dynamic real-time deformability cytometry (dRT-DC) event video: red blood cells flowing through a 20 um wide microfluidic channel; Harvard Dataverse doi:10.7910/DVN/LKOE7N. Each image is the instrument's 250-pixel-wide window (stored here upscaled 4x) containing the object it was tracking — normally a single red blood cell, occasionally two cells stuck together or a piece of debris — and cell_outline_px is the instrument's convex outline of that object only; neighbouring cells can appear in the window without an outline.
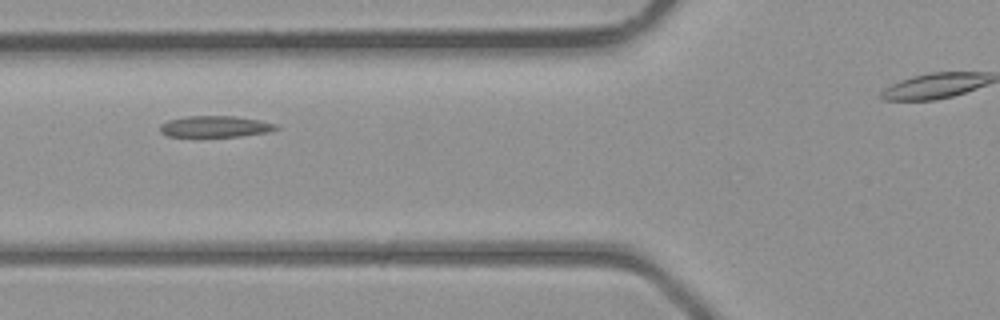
{"species": "common noctule bat (a hibernating species)", "species_latin": "Nyctalus noctula", "temperature_condition": "room temperature", "stored_images_in_passage": 5, "segment_of_instrument_passage": [1, 2], "camera_frame_rate_fps": 3000, "um_per_image_px": 0.085, "animal": {"sex": "male", "body_mass_g": 23.1, "forearm_length_mm": 52.7}, "frame": {"image": 1, "passage_image": 4, "time_ms": 4.0, "image_size_px": [1000, 320], "cell_outline_px": [[280, 128], [268, 132], [240, 136], [168, 136], [160, 132], [160, 124], [168, 120], [188, 116], [236, 116], [260, 120], [280, 124]], "centroid_in_image_um": [18.35, 10.74], "position_along_channel_um": 107.5, "area_um2": 14.45}}